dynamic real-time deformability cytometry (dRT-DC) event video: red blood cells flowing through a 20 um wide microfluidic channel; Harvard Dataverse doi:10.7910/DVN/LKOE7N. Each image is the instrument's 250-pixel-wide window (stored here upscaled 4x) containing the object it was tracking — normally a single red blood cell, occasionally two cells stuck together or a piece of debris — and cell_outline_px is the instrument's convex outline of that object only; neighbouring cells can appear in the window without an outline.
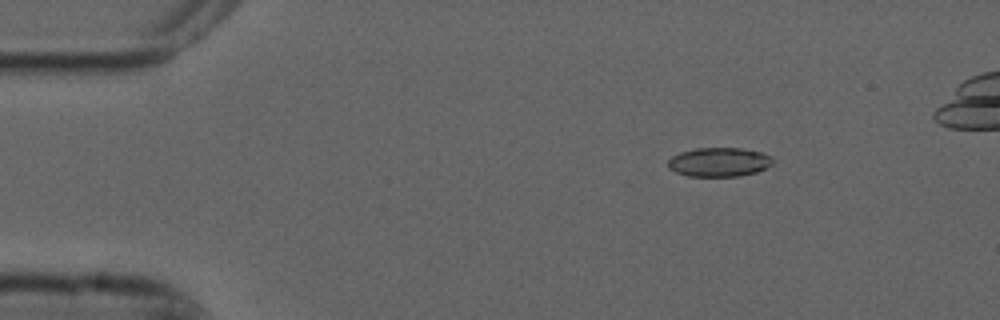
{"species": "common noctule bat (a hibernating species)", "species_latin": "Nyctalus noctula", "temperature_condition": "cold", "stored_images_in_passage": 9, "camera_frame_rate_fps": 3000, "um_per_image_px": 0.085, "animal": {"sex": "male", "forearm_length_mm": 52.5}, "frame": {"image": 1, "passage_image": 3, "time_ms": 0.667, "image_size_px": [1000, 320], "cell_outline_px": [[772, 164], [756, 172], [740, 176], [688, 176], [676, 172], [668, 168], [668, 160], [672, 156], [680, 152], [696, 148], [740, 148], [760, 152], [772, 156]], "centroid_in_image_um": [61.1, 13.77], "position_along_channel_um": 23.9, "area_um2": 17.69}}
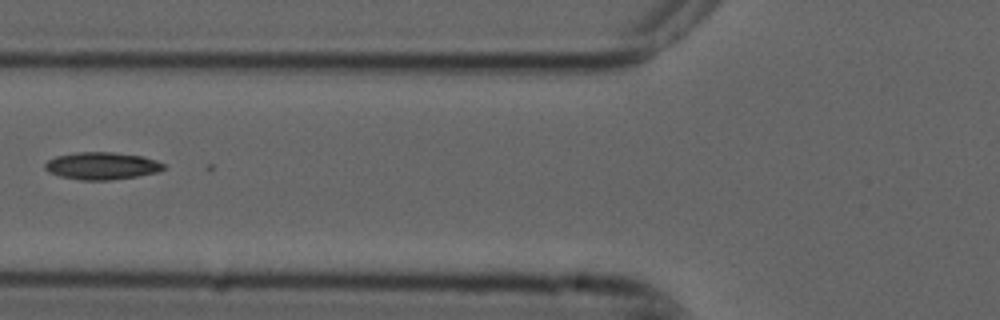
{"frame": {"image": 2, "passage_image": 6, "time_ms": 1.667, "image_size_px": [1000, 320], "cell_outline_px": [[168, 168], [156, 172], [136, 176], [112, 180], [80, 180], [60, 176], [48, 172], [44, 168], [44, 164], [48, 160], [56, 156], [76, 152], [112, 152], [144, 156], [156, 160], [164, 164]], "centroid_in_image_um": [8.66, 14.09], "position_along_channel_um": 117.1, "area_um2": 19.02}}
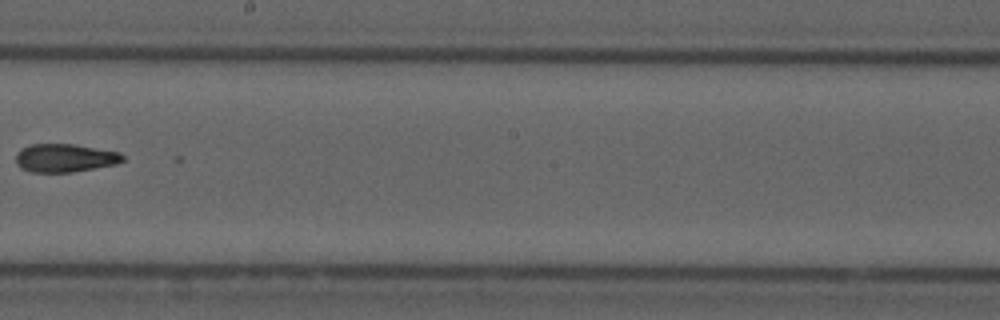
{"frame": {"image": 3, "passage_image": 9, "time_ms": 2.667, "image_size_px": [1000, 320], "cell_outline_px": [[124, 160], [116, 164], [72, 172], [32, 172], [20, 168], [16, 164], [16, 152], [32, 144], [76, 144], [120, 152], [124, 156]], "centroid_in_image_um": [5.52, 13.42], "position_along_channel_um": 242.7, "area_um2": 17.63}}